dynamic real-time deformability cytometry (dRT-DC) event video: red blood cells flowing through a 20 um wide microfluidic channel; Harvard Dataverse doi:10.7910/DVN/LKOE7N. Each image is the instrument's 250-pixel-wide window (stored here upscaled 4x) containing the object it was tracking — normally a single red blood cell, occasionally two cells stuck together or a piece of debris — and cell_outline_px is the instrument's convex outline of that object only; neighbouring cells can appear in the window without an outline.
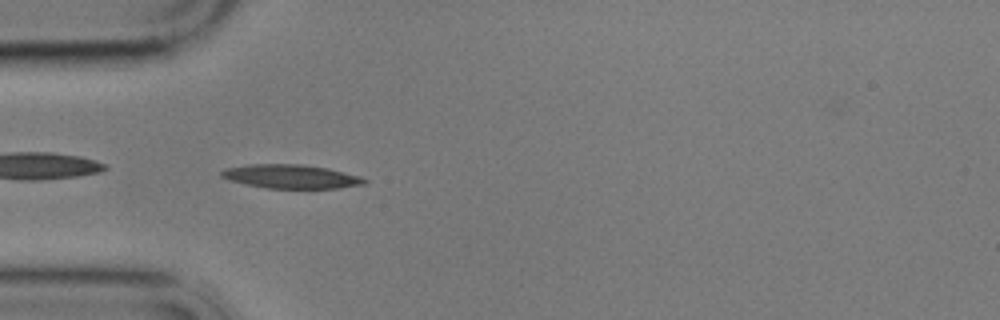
{"species": "common noctule bat (a hibernating species)", "species_latin": "Nyctalus noctula", "temperature_condition": "cold", "stored_images_in_passage": 6, "camera_frame_rate_fps": 3000, "um_per_image_px": 0.085, "animal": {"sex": "male", "body_mass_g": 17.9}, "frame": {"image": 1, "passage_image": 5, "time_ms": 4.667, "image_size_px": [1000, 320], "cell_outline_px": [[368, 180], [364, 184], [340, 188], [264, 188], [228, 180], [220, 176], [220, 172], [224, 168], [248, 164], [300, 164], [328, 168], [360, 176]], "centroid_in_image_um": [24.7, 15.0], "position_along_channel_um": 60.3, "area_um2": 19.94}}
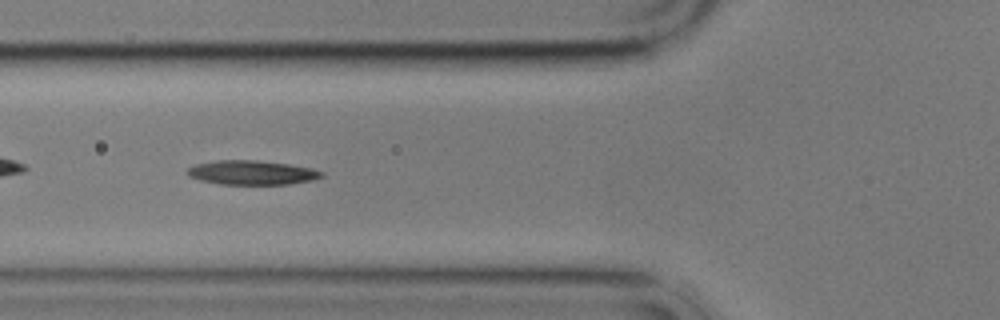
{"frame": {"image": 2, "passage_image": 6, "time_ms": 6.0, "image_size_px": [1000, 320], "cell_outline_px": [[324, 176], [312, 180], [288, 184], [220, 184], [200, 180], [188, 176], [184, 172], [188, 168], [196, 164], [216, 160], [256, 160], [288, 164], [312, 168], [324, 172]], "centroid_in_image_um": [21.39, 14.67], "position_along_channel_um": 104.4, "area_um2": 19.02}}